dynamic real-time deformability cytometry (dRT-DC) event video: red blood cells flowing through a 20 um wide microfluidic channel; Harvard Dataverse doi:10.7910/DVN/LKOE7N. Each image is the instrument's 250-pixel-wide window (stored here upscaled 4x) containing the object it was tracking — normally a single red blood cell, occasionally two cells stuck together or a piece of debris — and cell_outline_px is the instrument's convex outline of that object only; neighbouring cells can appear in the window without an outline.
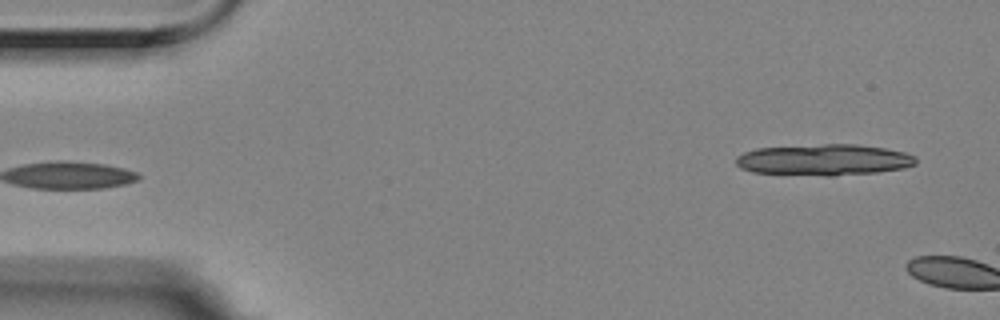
{"species": "Egyptian fruit bat (a non-hibernating species)", "species_latin": "Rousettus aegyptiacus", "temperature_condition": "room temperature", "stored_images_in_passage": 5, "camera_frame_rate_fps": 3000, "um_per_image_px": 0.085, "animal": {"sex": "female"}, "frame": {"image": 1, "passage_image": 5, "time_ms": 1.333, "image_size_px": [1000, 320], "cell_outline_px": [[916, 164], [904, 168], [876, 172], [832, 176], [824, 176], [752, 172], [740, 168], [736, 164], [736, 156], [744, 152], [756, 148], [824, 144], [856, 144], [884, 148], [904, 152], [916, 156]], "centroid_in_image_um": [70.02, 13.59], "position_along_channel_um": 15.0, "area_um2": 32.83}}